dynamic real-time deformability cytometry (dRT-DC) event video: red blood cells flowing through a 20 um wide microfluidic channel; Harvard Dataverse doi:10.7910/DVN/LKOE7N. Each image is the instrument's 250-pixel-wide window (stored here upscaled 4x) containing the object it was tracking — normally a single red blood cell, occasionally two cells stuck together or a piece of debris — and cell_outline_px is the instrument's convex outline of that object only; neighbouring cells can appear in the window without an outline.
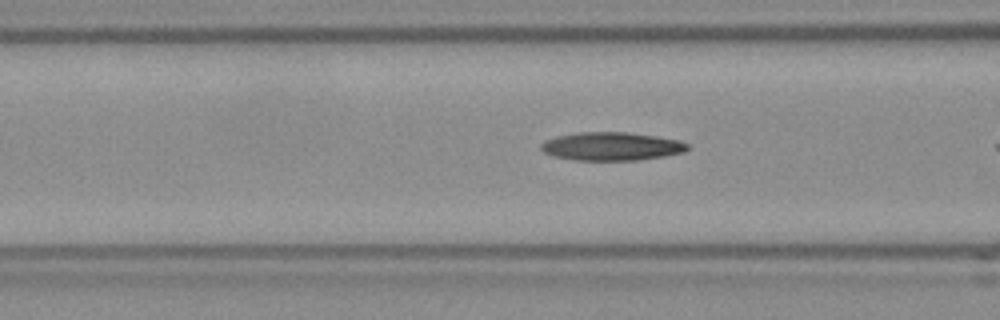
{"species": "Egyptian fruit bat (a non-hibernating species)", "species_latin": "Rousettus aegyptiacus", "temperature_condition": "room temperature", "stored_images_in_passage": 5, "camera_frame_rate_fps": 3000, "um_per_image_px": 0.085, "frame": {"image": 1, "passage_image": 4, "time_ms": 1.0, "image_size_px": [1000, 320], "cell_outline_px": [[688, 148], [684, 152], [664, 156], [636, 160], [576, 160], [556, 156], [544, 152], [540, 148], [540, 144], [544, 140], [556, 136], [576, 132], [628, 132], [656, 136], [680, 140], [688, 144]], "centroid_in_image_um": [51.97, 12.43], "position_along_channel_um": 114.6, "area_um2": 24.16}}